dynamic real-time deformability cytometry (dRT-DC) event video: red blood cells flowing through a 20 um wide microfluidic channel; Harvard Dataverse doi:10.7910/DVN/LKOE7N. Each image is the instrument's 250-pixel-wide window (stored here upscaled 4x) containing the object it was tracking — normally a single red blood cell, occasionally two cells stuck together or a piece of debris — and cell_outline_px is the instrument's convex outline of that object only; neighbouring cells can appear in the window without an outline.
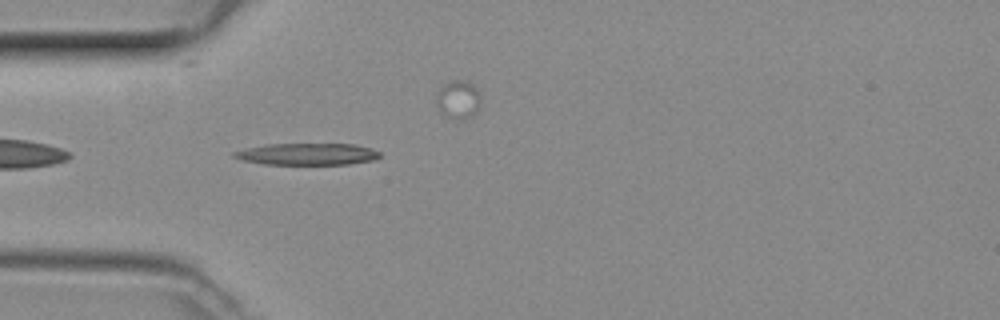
{"species": "common noctule bat (a hibernating species)", "species_latin": "Nyctalus noctula", "temperature_condition": "room temperature", "stored_images_in_passage": 25, "camera_frame_rate_fps": 3000, "um_per_image_px": 0.085, "animal": {"sex": "female", "body_mass_g": 29.2, "forearm_length_mm": 56.3}, "frame": {"image": 1, "passage_image": 2, "time_ms": 0.333, "image_size_px": [1000, 320], "cell_outline_px": [[380, 156], [372, 160], [348, 164], [264, 164], [244, 160], [232, 156], [232, 152], [264, 144], [352, 144], [372, 148], [380, 152]], "centroid_in_image_um": [26.12, 13.09], "position_along_channel_um": 58.9, "area_um2": 18.32}}
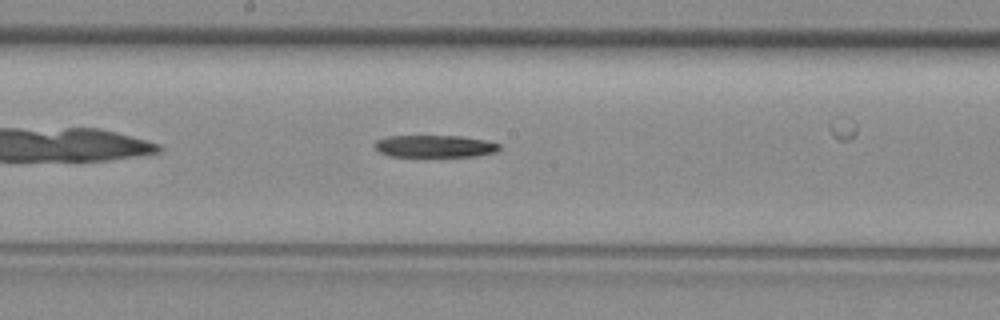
{"frame": {"image": 2, "passage_image": 13, "time_ms": 4.0, "image_size_px": [1000, 320], "cell_outline_px": [[500, 148], [496, 152], [476, 156], [388, 156], [380, 152], [372, 144], [376, 140], [388, 136], [460, 136], [484, 140], [500, 144]], "centroid_in_image_um": [36.93, 12.43], "position_along_channel_um": 211.3, "area_um2": 16.07}}
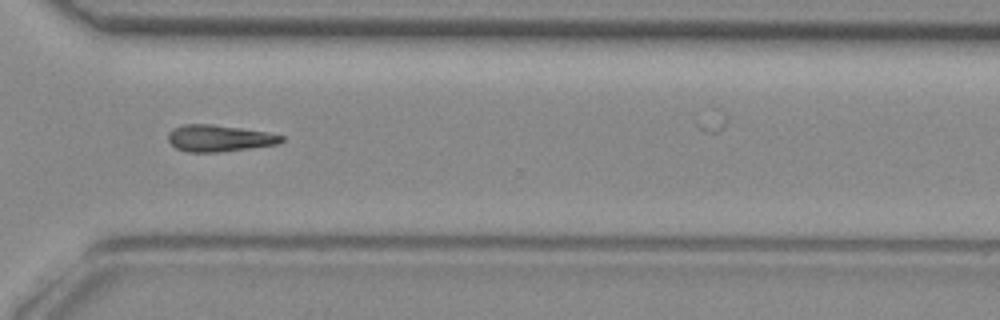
{"frame": {"image": 3, "passage_image": 23, "time_ms": 7.333, "image_size_px": [1000, 320], "cell_outline_px": [[284, 140], [280, 144], [252, 148], [216, 152], [188, 152], [176, 148], [168, 140], [168, 132], [172, 128], [184, 124], [212, 124], [268, 132], [284, 136]], "centroid_in_image_um": [18.64, 11.75], "position_along_channel_um": 352.0, "area_um2": 17.69}}